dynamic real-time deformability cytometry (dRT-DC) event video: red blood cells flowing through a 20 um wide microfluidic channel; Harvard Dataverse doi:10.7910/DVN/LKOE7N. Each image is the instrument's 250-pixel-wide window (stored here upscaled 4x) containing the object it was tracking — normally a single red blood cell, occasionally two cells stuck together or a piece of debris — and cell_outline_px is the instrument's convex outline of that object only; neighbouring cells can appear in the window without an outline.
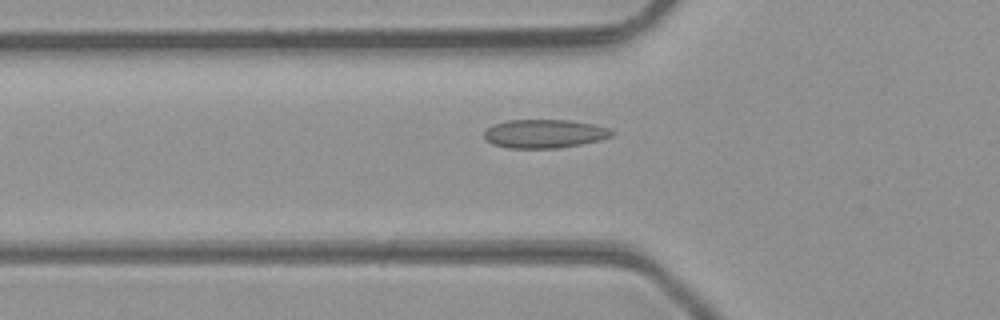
{"species": "common noctule bat (a hibernating species)", "species_latin": "Nyctalus noctula", "temperature_condition": "room temperature", "stored_images_in_passage": 29, "camera_frame_rate_fps": 3000, "um_per_image_px": 0.085, "animal": {"sex": "male", "body_mass_g": 23.1, "forearm_length_mm": 52.7}, "frame": {"image": 1, "passage_image": 4, "time_ms": 1.0, "image_size_px": [1000, 320], "cell_outline_px": [[616, 132], [612, 136], [600, 140], [580, 144], [556, 148], [508, 148], [492, 144], [484, 136], [484, 132], [492, 124], [508, 120], [568, 120], [592, 124], [608, 128]], "centroid_in_image_um": [46.27, 11.36], "position_along_channel_um": 79.5, "area_um2": 21.21}}
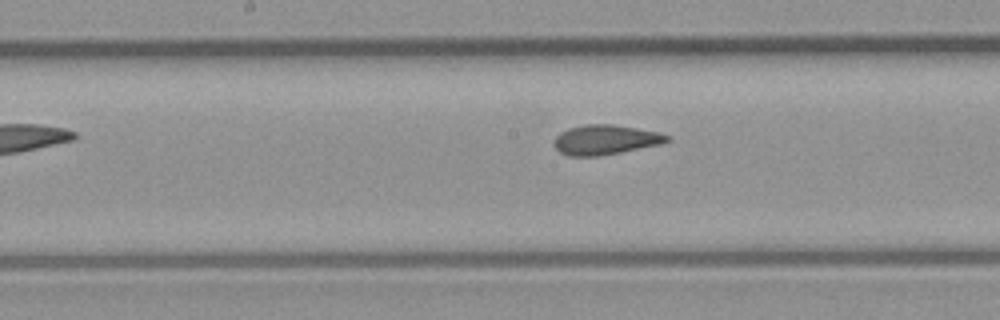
{"frame": {"image": 2, "passage_image": 12, "time_ms": 3.667, "image_size_px": [1000, 320], "cell_outline_px": [[672, 140], [660, 144], [620, 152], [596, 156], [568, 156], [560, 152], [552, 144], [552, 140], [560, 132], [568, 128], [584, 124], [612, 124], [660, 132], [672, 136]], "centroid_in_image_um": [51.45, 11.87], "position_along_channel_um": 196.8, "area_um2": 19.77}}
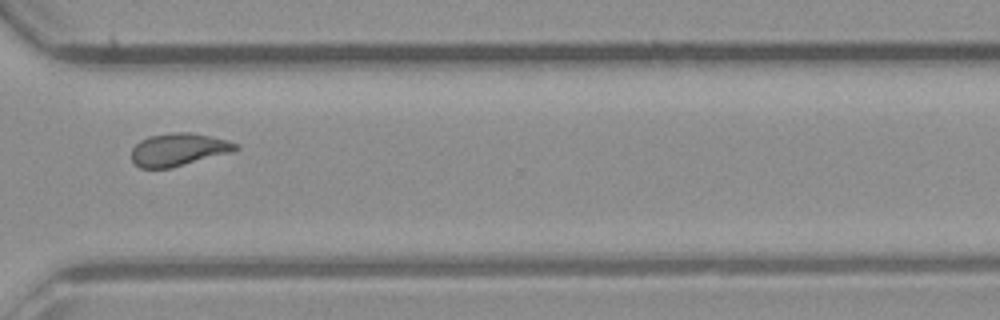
{"frame": {"image": 3, "passage_image": 23, "time_ms": 7.333, "image_size_px": [1000, 320], "cell_outline_px": [[240, 148], [228, 152], [168, 168], [140, 168], [132, 160], [132, 148], [140, 140], [148, 136], [172, 132], [188, 132], [212, 136], [228, 140], [240, 144]], "centroid_in_image_um": [15.15, 12.68], "position_along_channel_um": 355.5, "area_um2": 19.54}, "authors_computed_cell_mechanics": {"area_um2": 19.5942, "velocity_mm_per_s": 4.3404, "shape_relaxation_time_tau1_ms": null, "shape_relaxation_time_tau2_ms": 1.7331, "deformation_change_tau1": null, "deformation_change_tau2": 0.0515}}